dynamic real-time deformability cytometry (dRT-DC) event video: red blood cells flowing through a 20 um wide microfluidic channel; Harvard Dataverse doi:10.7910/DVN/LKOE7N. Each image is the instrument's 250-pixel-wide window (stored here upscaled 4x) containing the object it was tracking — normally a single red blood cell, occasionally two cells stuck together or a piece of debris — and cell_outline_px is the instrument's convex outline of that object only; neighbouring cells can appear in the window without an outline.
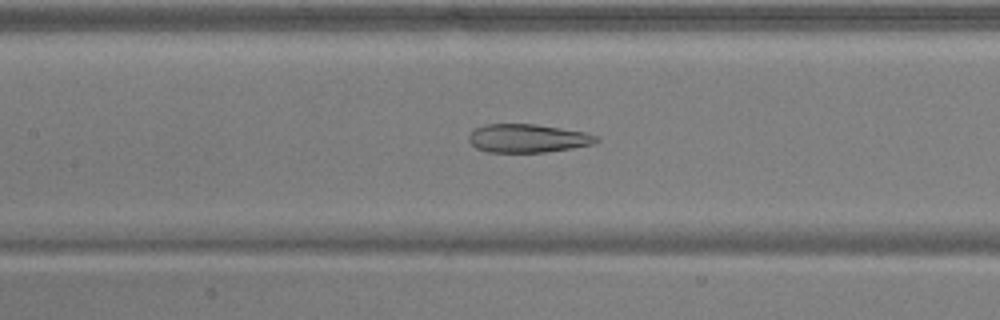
{"species": "common noctule bat (a hibernating species)", "species_latin": "Nyctalus noctula", "temperature_condition": "warm", "stored_images_in_passage": 51, "camera_frame_rate_fps": 3000, "um_per_image_px": 0.085, "animal": {"sex": "male", "body_mass_g": 17.9, "forearm_length_mm": 54.2}, "frame": {"image": 1, "passage_image": 24, "time_ms": 7.667, "image_size_px": [1000, 320], "cell_outline_px": [[600, 140], [592, 144], [572, 148], [544, 152], [488, 152], [476, 148], [468, 140], [468, 136], [476, 128], [488, 124], [536, 124], [584, 132], [600, 136]], "centroid_in_image_um": [44.87, 11.76], "position_along_channel_um": 162.5, "area_um2": 21.04}}
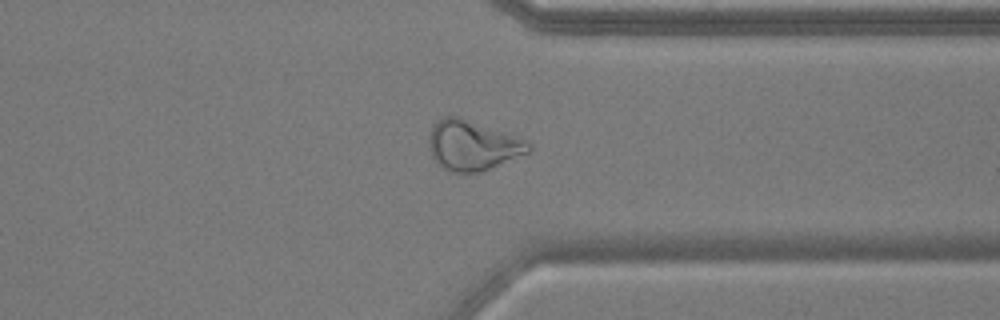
{"frame": {"image": 2, "passage_image": 40, "time_ms": 13.0, "image_size_px": [1000, 320], "cell_outline_px": [[532, 148], [528, 152], [480, 172], [448, 172], [432, 156], [428, 144], [428, 136], [436, 120], [444, 116], [456, 116], [528, 140], [532, 144]], "centroid_in_image_um": [40.15, 12.35], "position_along_channel_um": 371.3, "area_um2": 28.61}}
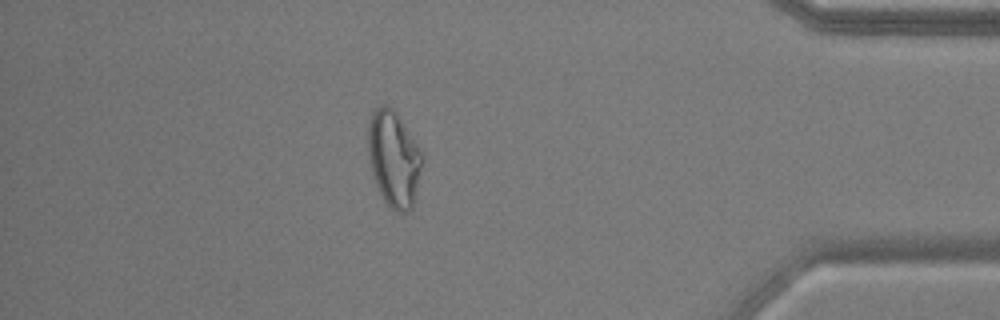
{"frame": {"image": 3, "passage_image": 45, "time_ms": 14.667, "image_size_px": [1000, 320], "cell_outline_px": [[424, 160], [416, 196], [412, 208], [408, 212], [396, 212], [384, 200], [372, 176], [368, 152], [368, 124], [372, 108], [380, 104], [388, 104], [396, 112], [420, 148], [424, 156]], "centroid_in_image_um": [33.48, 13.46], "position_along_channel_um": 401.7, "area_um2": 30.81}, "authors_computed_cell_mechanics": {"area_um2": 28.611, "velocity_mm_per_s": 3.9398, "shape_relaxation_time_tau1_ms": null, "shape_relaxation_time_tau2_ms": 1.3752, "deformation_change_tau1": null, "deformation_change_tau2": 0.0805}}